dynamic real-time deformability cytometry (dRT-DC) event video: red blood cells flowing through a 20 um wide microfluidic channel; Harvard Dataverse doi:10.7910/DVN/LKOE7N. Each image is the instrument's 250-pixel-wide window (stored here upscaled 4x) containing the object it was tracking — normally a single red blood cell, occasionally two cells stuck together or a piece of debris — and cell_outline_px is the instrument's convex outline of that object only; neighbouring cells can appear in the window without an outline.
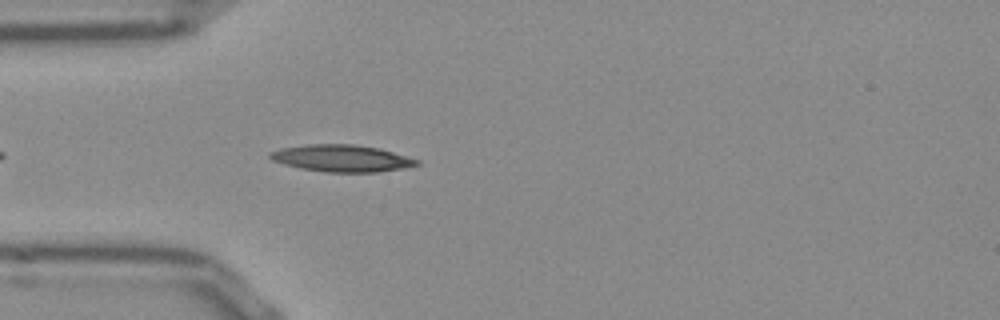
{"species": "Egyptian fruit bat (a non-hibernating species)", "species_latin": "Rousettus aegyptiacus", "temperature_condition": "room temperature", "stored_images_in_passage": 42, "camera_frame_rate_fps": 3000, "um_per_image_px": 0.085, "frame": {"image": 1, "passage_image": 5, "time_ms": 1.333, "image_size_px": [1000, 320], "cell_outline_px": [[420, 164], [404, 168], [376, 172], [324, 172], [300, 168], [284, 164], [272, 160], [268, 156], [268, 152], [280, 148], [308, 144], [352, 144], [376, 148], [392, 152], [420, 160]], "centroid_in_image_um": [29.0, 13.45], "position_along_channel_um": 56.0, "area_um2": 22.95}}
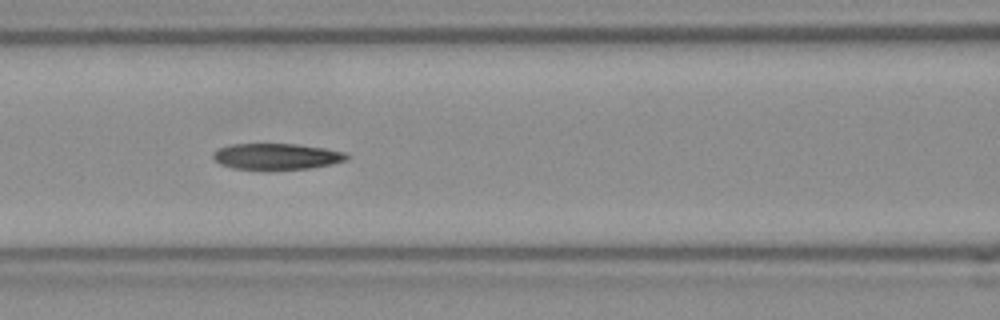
{"frame": {"image": 2, "passage_image": 12, "time_ms": 3.667, "image_size_px": [1000, 320], "cell_outline_px": [[348, 156], [344, 160], [332, 164], [308, 168], [268, 172], [232, 168], [220, 164], [212, 156], [212, 152], [220, 148], [232, 144], [296, 144], [324, 148], [344, 152]], "centroid_in_image_um": [23.45, 13.33], "position_along_channel_um": 143.2, "area_um2": 20.81}}
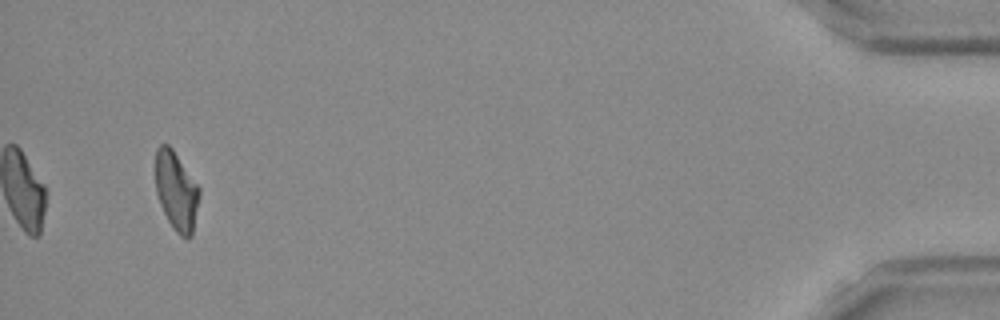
{"frame": {"image": 3, "passage_image": 40, "time_ms": 13.0, "image_size_px": [1000, 320], "cell_outline_px": [[200, 192], [192, 236], [188, 240], [180, 236], [172, 228], [160, 204], [156, 192], [156, 148], [160, 144], [168, 144], [172, 148], [200, 188]], "centroid_in_image_um": [14.99, 16.26], "position_along_channel_um": 420.2, "area_um2": 20.11}, "authors_computed_cell_mechanics": {"area_um2": 20.6924, "velocity_mm_per_s": 3.8574, "shape_relaxation_time_tau1_ms": 9.0177, "shape_relaxation_time_tau2_ms": 4.0251, "deformation_change_tau1": 0.2173, "deformation_change_tau2": 0.1268}}